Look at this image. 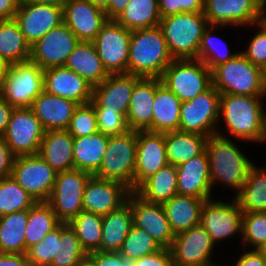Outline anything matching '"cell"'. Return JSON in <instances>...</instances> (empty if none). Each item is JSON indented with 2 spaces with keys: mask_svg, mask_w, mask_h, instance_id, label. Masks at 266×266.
Wrapping results in <instances>:
<instances>
[{
  "mask_svg": "<svg viewBox=\"0 0 266 266\" xmlns=\"http://www.w3.org/2000/svg\"><path fill=\"white\" fill-rule=\"evenodd\" d=\"M264 99L265 96L220 94L216 134L240 142L261 144L266 113ZM221 120L225 126L223 131L219 126Z\"/></svg>",
  "mask_w": 266,
  "mask_h": 266,
  "instance_id": "cell-1",
  "label": "cell"
},
{
  "mask_svg": "<svg viewBox=\"0 0 266 266\" xmlns=\"http://www.w3.org/2000/svg\"><path fill=\"white\" fill-rule=\"evenodd\" d=\"M236 139L211 135L207 138L205 150L209 159L210 182L212 190L221 184L231 189L235 195L241 190L254 164L248 155L237 145ZM216 185V186H215ZM233 190V191H232Z\"/></svg>",
  "mask_w": 266,
  "mask_h": 266,
  "instance_id": "cell-2",
  "label": "cell"
},
{
  "mask_svg": "<svg viewBox=\"0 0 266 266\" xmlns=\"http://www.w3.org/2000/svg\"><path fill=\"white\" fill-rule=\"evenodd\" d=\"M172 60L159 26L131 31L128 74L140 78H161Z\"/></svg>",
  "mask_w": 266,
  "mask_h": 266,
  "instance_id": "cell-3",
  "label": "cell"
},
{
  "mask_svg": "<svg viewBox=\"0 0 266 266\" xmlns=\"http://www.w3.org/2000/svg\"><path fill=\"white\" fill-rule=\"evenodd\" d=\"M209 23L200 13H179L161 17L162 29L173 59H197L201 38Z\"/></svg>",
  "mask_w": 266,
  "mask_h": 266,
  "instance_id": "cell-4",
  "label": "cell"
},
{
  "mask_svg": "<svg viewBox=\"0 0 266 266\" xmlns=\"http://www.w3.org/2000/svg\"><path fill=\"white\" fill-rule=\"evenodd\" d=\"M212 85L220 94L266 96L263 69L241 52L212 70Z\"/></svg>",
  "mask_w": 266,
  "mask_h": 266,
  "instance_id": "cell-5",
  "label": "cell"
},
{
  "mask_svg": "<svg viewBox=\"0 0 266 266\" xmlns=\"http://www.w3.org/2000/svg\"><path fill=\"white\" fill-rule=\"evenodd\" d=\"M137 142L136 130L109 136L102 164L94 176L119 182L134 191Z\"/></svg>",
  "mask_w": 266,
  "mask_h": 266,
  "instance_id": "cell-6",
  "label": "cell"
},
{
  "mask_svg": "<svg viewBox=\"0 0 266 266\" xmlns=\"http://www.w3.org/2000/svg\"><path fill=\"white\" fill-rule=\"evenodd\" d=\"M161 81L185 102L212 86V71L197 59H173L165 69Z\"/></svg>",
  "mask_w": 266,
  "mask_h": 266,
  "instance_id": "cell-7",
  "label": "cell"
},
{
  "mask_svg": "<svg viewBox=\"0 0 266 266\" xmlns=\"http://www.w3.org/2000/svg\"><path fill=\"white\" fill-rule=\"evenodd\" d=\"M44 70L28 60L12 64L0 87V96L14 108H30L44 90Z\"/></svg>",
  "mask_w": 266,
  "mask_h": 266,
  "instance_id": "cell-8",
  "label": "cell"
},
{
  "mask_svg": "<svg viewBox=\"0 0 266 266\" xmlns=\"http://www.w3.org/2000/svg\"><path fill=\"white\" fill-rule=\"evenodd\" d=\"M91 173L70 169L58 172L48 203L61 223H68L83 211V194Z\"/></svg>",
  "mask_w": 266,
  "mask_h": 266,
  "instance_id": "cell-9",
  "label": "cell"
},
{
  "mask_svg": "<svg viewBox=\"0 0 266 266\" xmlns=\"http://www.w3.org/2000/svg\"><path fill=\"white\" fill-rule=\"evenodd\" d=\"M219 107L220 93L213 85L190 101L182 102L179 131L206 137L216 134Z\"/></svg>",
  "mask_w": 266,
  "mask_h": 266,
  "instance_id": "cell-10",
  "label": "cell"
},
{
  "mask_svg": "<svg viewBox=\"0 0 266 266\" xmlns=\"http://www.w3.org/2000/svg\"><path fill=\"white\" fill-rule=\"evenodd\" d=\"M242 217L243 212L234 196L229 202L212 197L206 199L202 206L200 224L216 245L238 235L241 237Z\"/></svg>",
  "mask_w": 266,
  "mask_h": 266,
  "instance_id": "cell-11",
  "label": "cell"
},
{
  "mask_svg": "<svg viewBox=\"0 0 266 266\" xmlns=\"http://www.w3.org/2000/svg\"><path fill=\"white\" fill-rule=\"evenodd\" d=\"M11 176L36 201L47 202L57 172L38 154L16 156Z\"/></svg>",
  "mask_w": 266,
  "mask_h": 266,
  "instance_id": "cell-12",
  "label": "cell"
},
{
  "mask_svg": "<svg viewBox=\"0 0 266 266\" xmlns=\"http://www.w3.org/2000/svg\"><path fill=\"white\" fill-rule=\"evenodd\" d=\"M131 31L116 20H108L92 41L108 74H125L129 60Z\"/></svg>",
  "mask_w": 266,
  "mask_h": 266,
  "instance_id": "cell-13",
  "label": "cell"
},
{
  "mask_svg": "<svg viewBox=\"0 0 266 266\" xmlns=\"http://www.w3.org/2000/svg\"><path fill=\"white\" fill-rule=\"evenodd\" d=\"M216 246L201 224L180 232L175 235L169 248L173 266H202L214 263Z\"/></svg>",
  "mask_w": 266,
  "mask_h": 266,
  "instance_id": "cell-14",
  "label": "cell"
},
{
  "mask_svg": "<svg viewBox=\"0 0 266 266\" xmlns=\"http://www.w3.org/2000/svg\"><path fill=\"white\" fill-rule=\"evenodd\" d=\"M45 129L30 108H14L3 137L15 156L36 155Z\"/></svg>",
  "mask_w": 266,
  "mask_h": 266,
  "instance_id": "cell-15",
  "label": "cell"
},
{
  "mask_svg": "<svg viewBox=\"0 0 266 266\" xmlns=\"http://www.w3.org/2000/svg\"><path fill=\"white\" fill-rule=\"evenodd\" d=\"M203 14L209 25L252 28L261 22V0H204Z\"/></svg>",
  "mask_w": 266,
  "mask_h": 266,
  "instance_id": "cell-16",
  "label": "cell"
},
{
  "mask_svg": "<svg viewBox=\"0 0 266 266\" xmlns=\"http://www.w3.org/2000/svg\"><path fill=\"white\" fill-rule=\"evenodd\" d=\"M79 42L75 34L62 23L31 45L30 60L43 70L64 66Z\"/></svg>",
  "mask_w": 266,
  "mask_h": 266,
  "instance_id": "cell-17",
  "label": "cell"
},
{
  "mask_svg": "<svg viewBox=\"0 0 266 266\" xmlns=\"http://www.w3.org/2000/svg\"><path fill=\"white\" fill-rule=\"evenodd\" d=\"M127 202L131 206L134 226L147 232L162 248L169 249L175 234L163 205L145 201L135 191L130 192Z\"/></svg>",
  "mask_w": 266,
  "mask_h": 266,
  "instance_id": "cell-18",
  "label": "cell"
},
{
  "mask_svg": "<svg viewBox=\"0 0 266 266\" xmlns=\"http://www.w3.org/2000/svg\"><path fill=\"white\" fill-rule=\"evenodd\" d=\"M14 19L18 22L26 41L33 45L51 29L63 23V6L20 0Z\"/></svg>",
  "mask_w": 266,
  "mask_h": 266,
  "instance_id": "cell-19",
  "label": "cell"
},
{
  "mask_svg": "<svg viewBox=\"0 0 266 266\" xmlns=\"http://www.w3.org/2000/svg\"><path fill=\"white\" fill-rule=\"evenodd\" d=\"M108 21L103 9L88 0H67L63 6V23L79 41L92 42Z\"/></svg>",
  "mask_w": 266,
  "mask_h": 266,
  "instance_id": "cell-20",
  "label": "cell"
},
{
  "mask_svg": "<svg viewBox=\"0 0 266 266\" xmlns=\"http://www.w3.org/2000/svg\"><path fill=\"white\" fill-rule=\"evenodd\" d=\"M134 191L151 175L168 164L164 133L137 131Z\"/></svg>",
  "mask_w": 266,
  "mask_h": 266,
  "instance_id": "cell-21",
  "label": "cell"
},
{
  "mask_svg": "<svg viewBox=\"0 0 266 266\" xmlns=\"http://www.w3.org/2000/svg\"><path fill=\"white\" fill-rule=\"evenodd\" d=\"M130 190L123 184L98 178L88 180L83 194V210L99 215L119 209L127 202Z\"/></svg>",
  "mask_w": 266,
  "mask_h": 266,
  "instance_id": "cell-22",
  "label": "cell"
},
{
  "mask_svg": "<svg viewBox=\"0 0 266 266\" xmlns=\"http://www.w3.org/2000/svg\"><path fill=\"white\" fill-rule=\"evenodd\" d=\"M141 78L133 74H109L99 85L93 87L94 108H107L127 117L129 102L134 85Z\"/></svg>",
  "mask_w": 266,
  "mask_h": 266,
  "instance_id": "cell-23",
  "label": "cell"
},
{
  "mask_svg": "<svg viewBox=\"0 0 266 266\" xmlns=\"http://www.w3.org/2000/svg\"><path fill=\"white\" fill-rule=\"evenodd\" d=\"M44 91L72 100L79 105L90 103L93 86L65 66L44 70Z\"/></svg>",
  "mask_w": 266,
  "mask_h": 266,
  "instance_id": "cell-24",
  "label": "cell"
},
{
  "mask_svg": "<svg viewBox=\"0 0 266 266\" xmlns=\"http://www.w3.org/2000/svg\"><path fill=\"white\" fill-rule=\"evenodd\" d=\"M177 167L178 195L212 198L209 159L206 150Z\"/></svg>",
  "mask_w": 266,
  "mask_h": 266,
  "instance_id": "cell-25",
  "label": "cell"
},
{
  "mask_svg": "<svg viewBox=\"0 0 266 266\" xmlns=\"http://www.w3.org/2000/svg\"><path fill=\"white\" fill-rule=\"evenodd\" d=\"M78 103L55 96L44 90L32 102L30 109L45 131L67 130Z\"/></svg>",
  "mask_w": 266,
  "mask_h": 266,
  "instance_id": "cell-26",
  "label": "cell"
},
{
  "mask_svg": "<svg viewBox=\"0 0 266 266\" xmlns=\"http://www.w3.org/2000/svg\"><path fill=\"white\" fill-rule=\"evenodd\" d=\"M156 78H141L131 94L127 123L130 130L152 131Z\"/></svg>",
  "mask_w": 266,
  "mask_h": 266,
  "instance_id": "cell-27",
  "label": "cell"
},
{
  "mask_svg": "<svg viewBox=\"0 0 266 266\" xmlns=\"http://www.w3.org/2000/svg\"><path fill=\"white\" fill-rule=\"evenodd\" d=\"M181 104L182 101L162 83L161 78H156L152 132L166 133L179 130Z\"/></svg>",
  "mask_w": 266,
  "mask_h": 266,
  "instance_id": "cell-28",
  "label": "cell"
},
{
  "mask_svg": "<svg viewBox=\"0 0 266 266\" xmlns=\"http://www.w3.org/2000/svg\"><path fill=\"white\" fill-rule=\"evenodd\" d=\"M38 155L57 173L74 169L73 137L67 130L45 131Z\"/></svg>",
  "mask_w": 266,
  "mask_h": 266,
  "instance_id": "cell-29",
  "label": "cell"
},
{
  "mask_svg": "<svg viewBox=\"0 0 266 266\" xmlns=\"http://www.w3.org/2000/svg\"><path fill=\"white\" fill-rule=\"evenodd\" d=\"M64 66L84 78L93 87L109 76L93 42L80 41L68 56Z\"/></svg>",
  "mask_w": 266,
  "mask_h": 266,
  "instance_id": "cell-30",
  "label": "cell"
},
{
  "mask_svg": "<svg viewBox=\"0 0 266 266\" xmlns=\"http://www.w3.org/2000/svg\"><path fill=\"white\" fill-rule=\"evenodd\" d=\"M205 200L193 196L175 195L162 204L175 235L200 224L201 209Z\"/></svg>",
  "mask_w": 266,
  "mask_h": 266,
  "instance_id": "cell-31",
  "label": "cell"
},
{
  "mask_svg": "<svg viewBox=\"0 0 266 266\" xmlns=\"http://www.w3.org/2000/svg\"><path fill=\"white\" fill-rule=\"evenodd\" d=\"M133 225V213L128 202L103 215L100 251L119 252Z\"/></svg>",
  "mask_w": 266,
  "mask_h": 266,
  "instance_id": "cell-32",
  "label": "cell"
},
{
  "mask_svg": "<svg viewBox=\"0 0 266 266\" xmlns=\"http://www.w3.org/2000/svg\"><path fill=\"white\" fill-rule=\"evenodd\" d=\"M109 136L100 132L73 138L74 168L94 175L100 168Z\"/></svg>",
  "mask_w": 266,
  "mask_h": 266,
  "instance_id": "cell-33",
  "label": "cell"
},
{
  "mask_svg": "<svg viewBox=\"0 0 266 266\" xmlns=\"http://www.w3.org/2000/svg\"><path fill=\"white\" fill-rule=\"evenodd\" d=\"M164 138L168 164L178 166L200 155L208 137L177 130L164 133Z\"/></svg>",
  "mask_w": 266,
  "mask_h": 266,
  "instance_id": "cell-34",
  "label": "cell"
},
{
  "mask_svg": "<svg viewBox=\"0 0 266 266\" xmlns=\"http://www.w3.org/2000/svg\"><path fill=\"white\" fill-rule=\"evenodd\" d=\"M177 181V167L167 164L147 178L135 192L145 201L163 204L178 195Z\"/></svg>",
  "mask_w": 266,
  "mask_h": 266,
  "instance_id": "cell-35",
  "label": "cell"
},
{
  "mask_svg": "<svg viewBox=\"0 0 266 266\" xmlns=\"http://www.w3.org/2000/svg\"><path fill=\"white\" fill-rule=\"evenodd\" d=\"M234 198L242 212H266V165H252L243 187Z\"/></svg>",
  "mask_w": 266,
  "mask_h": 266,
  "instance_id": "cell-36",
  "label": "cell"
},
{
  "mask_svg": "<svg viewBox=\"0 0 266 266\" xmlns=\"http://www.w3.org/2000/svg\"><path fill=\"white\" fill-rule=\"evenodd\" d=\"M28 210L0 216V253L26 254L25 230Z\"/></svg>",
  "mask_w": 266,
  "mask_h": 266,
  "instance_id": "cell-37",
  "label": "cell"
},
{
  "mask_svg": "<svg viewBox=\"0 0 266 266\" xmlns=\"http://www.w3.org/2000/svg\"><path fill=\"white\" fill-rule=\"evenodd\" d=\"M0 55L12 64L30 60L31 45L14 18L0 20Z\"/></svg>",
  "mask_w": 266,
  "mask_h": 266,
  "instance_id": "cell-38",
  "label": "cell"
},
{
  "mask_svg": "<svg viewBox=\"0 0 266 266\" xmlns=\"http://www.w3.org/2000/svg\"><path fill=\"white\" fill-rule=\"evenodd\" d=\"M161 16L158 0H130L116 19L130 31L157 27Z\"/></svg>",
  "mask_w": 266,
  "mask_h": 266,
  "instance_id": "cell-39",
  "label": "cell"
},
{
  "mask_svg": "<svg viewBox=\"0 0 266 266\" xmlns=\"http://www.w3.org/2000/svg\"><path fill=\"white\" fill-rule=\"evenodd\" d=\"M60 223L48 202H36L28 210V221L24 236L26 248L28 249L39 243Z\"/></svg>",
  "mask_w": 266,
  "mask_h": 266,
  "instance_id": "cell-40",
  "label": "cell"
},
{
  "mask_svg": "<svg viewBox=\"0 0 266 266\" xmlns=\"http://www.w3.org/2000/svg\"><path fill=\"white\" fill-rule=\"evenodd\" d=\"M224 27L227 28V26L209 25L201 38L197 60L205 63L211 71L216 66L232 60L240 53V51L232 53L228 42L214 34L215 30L224 29Z\"/></svg>",
  "mask_w": 266,
  "mask_h": 266,
  "instance_id": "cell-41",
  "label": "cell"
},
{
  "mask_svg": "<svg viewBox=\"0 0 266 266\" xmlns=\"http://www.w3.org/2000/svg\"><path fill=\"white\" fill-rule=\"evenodd\" d=\"M79 239L81 248L88 254L100 251L102 215L81 211L67 223Z\"/></svg>",
  "mask_w": 266,
  "mask_h": 266,
  "instance_id": "cell-42",
  "label": "cell"
},
{
  "mask_svg": "<svg viewBox=\"0 0 266 266\" xmlns=\"http://www.w3.org/2000/svg\"><path fill=\"white\" fill-rule=\"evenodd\" d=\"M35 203L12 176L0 178V216L29 210Z\"/></svg>",
  "mask_w": 266,
  "mask_h": 266,
  "instance_id": "cell-43",
  "label": "cell"
},
{
  "mask_svg": "<svg viewBox=\"0 0 266 266\" xmlns=\"http://www.w3.org/2000/svg\"><path fill=\"white\" fill-rule=\"evenodd\" d=\"M86 254L70 226L67 223H60L57 255H54L50 266H77Z\"/></svg>",
  "mask_w": 266,
  "mask_h": 266,
  "instance_id": "cell-44",
  "label": "cell"
},
{
  "mask_svg": "<svg viewBox=\"0 0 266 266\" xmlns=\"http://www.w3.org/2000/svg\"><path fill=\"white\" fill-rule=\"evenodd\" d=\"M242 246L260 249L266 243V212H243Z\"/></svg>",
  "mask_w": 266,
  "mask_h": 266,
  "instance_id": "cell-45",
  "label": "cell"
},
{
  "mask_svg": "<svg viewBox=\"0 0 266 266\" xmlns=\"http://www.w3.org/2000/svg\"><path fill=\"white\" fill-rule=\"evenodd\" d=\"M162 247L145 231L133 225L119 253L131 260L157 252Z\"/></svg>",
  "mask_w": 266,
  "mask_h": 266,
  "instance_id": "cell-46",
  "label": "cell"
},
{
  "mask_svg": "<svg viewBox=\"0 0 266 266\" xmlns=\"http://www.w3.org/2000/svg\"><path fill=\"white\" fill-rule=\"evenodd\" d=\"M60 240V224L50 231L39 243L28 248L27 258L31 266H50L54 255H57Z\"/></svg>",
  "mask_w": 266,
  "mask_h": 266,
  "instance_id": "cell-47",
  "label": "cell"
},
{
  "mask_svg": "<svg viewBox=\"0 0 266 266\" xmlns=\"http://www.w3.org/2000/svg\"><path fill=\"white\" fill-rule=\"evenodd\" d=\"M73 138L89 136L97 133V120L93 104L78 105L67 128Z\"/></svg>",
  "mask_w": 266,
  "mask_h": 266,
  "instance_id": "cell-48",
  "label": "cell"
},
{
  "mask_svg": "<svg viewBox=\"0 0 266 266\" xmlns=\"http://www.w3.org/2000/svg\"><path fill=\"white\" fill-rule=\"evenodd\" d=\"M98 132L107 135H121L128 132L129 126L126 117L107 108H94Z\"/></svg>",
  "mask_w": 266,
  "mask_h": 266,
  "instance_id": "cell-49",
  "label": "cell"
},
{
  "mask_svg": "<svg viewBox=\"0 0 266 266\" xmlns=\"http://www.w3.org/2000/svg\"><path fill=\"white\" fill-rule=\"evenodd\" d=\"M256 31L240 52L254 65L263 69L266 65V26L262 22L253 25ZM246 47V48H245Z\"/></svg>",
  "mask_w": 266,
  "mask_h": 266,
  "instance_id": "cell-50",
  "label": "cell"
},
{
  "mask_svg": "<svg viewBox=\"0 0 266 266\" xmlns=\"http://www.w3.org/2000/svg\"><path fill=\"white\" fill-rule=\"evenodd\" d=\"M88 255L97 266H134V260L122 256L119 252L94 251Z\"/></svg>",
  "mask_w": 266,
  "mask_h": 266,
  "instance_id": "cell-51",
  "label": "cell"
},
{
  "mask_svg": "<svg viewBox=\"0 0 266 266\" xmlns=\"http://www.w3.org/2000/svg\"><path fill=\"white\" fill-rule=\"evenodd\" d=\"M134 266H173L170 249L161 248L157 252L136 259Z\"/></svg>",
  "mask_w": 266,
  "mask_h": 266,
  "instance_id": "cell-52",
  "label": "cell"
},
{
  "mask_svg": "<svg viewBox=\"0 0 266 266\" xmlns=\"http://www.w3.org/2000/svg\"><path fill=\"white\" fill-rule=\"evenodd\" d=\"M15 155L3 136H0V178L11 176Z\"/></svg>",
  "mask_w": 266,
  "mask_h": 266,
  "instance_id": "cell-53",
  "label": "cell"
},
{
  "mask_svg": "<svg viewBox=\"0 0 266 266\" xmlns=\"http://www.w3.org/2000/svg\"><path fill=\"white\" fill-rule=\"evenodd\" d=\"M240 254L233 266H266V257L258 249H248Z\"/></svg>",
  "mask_w": 266,
  "mask_h": 266,
  "instance_id": "cell-54",
  "label": "cell"
},
{
  "mask_svg": "<svg viewBox=\"0 0 266 266\" xmlns=\"http://www.w3.org/2000/svg\"><path fill=\"white\" fill-rule=\"evenodd\" d=\"M0 266H31L26 254L0 253Z\"/></svg>",
  "mask_w": 266,
  "mask_h": 266,
  "instance_id": "cell-55",
  "label": "cell"
},
{
  "mask_svg": "<svg viewBox=\"0 0 266 266\" xmlns=\"http://www.w3.org/2000/svg\"><path fill=\"white\" fill-rule=\"evenodd\" d=\"M130 0H110L104 9L108 20H116L124 11Z\"/></svg>",
  "mask_w": 266,
  "mask_h": 266,
  "instance_id": "cell-56",
  "label": "cell"
},
{
  "mask_svg": "<svg viewBox=\"0 0 266 266\" xmlns=\"http://www.w3.org/2000/svg\"><path fill=\"white\" fill-rule=\"evenodd\" d=\"M20 0H0V20L13 19Z\"/></svg>",
  "mask_w": 266,
  "mask_h": 266,
  "instance_id": "cell-57",
  "label": "cell"
},
{
  "mask_svg": "<svg viewBox=\"0 0 266 266\" xmlns=\"http://www.w3.org/2000/svg\"><path fill=\"white\" fill-rule=\"evenodd\" d=\"M13 109L14 107L0 96V136H3L7 130Z\"/></svg>",
  "mask_w": 266,
  "mask_h": 266,
  "instance_id": "cell-58",
  "label": "cell"
},
{
  "mask_svg": "<svg viewBox=\"0 0 266 266\" xmlns=\"http://www.w3.org/2000/svg\"><path fill=\"white\" fill-rule=\"evenodd\" d=\"M160 16L181 13L180 0H158Z\"/></svg>",
  "mask_w": 266,
  "mask_h": 266,
  "instance_id": "cell-59",
  "label": "cell"
},
{
  "mask_svg": "<svg viewBox=\"0 0 266 266\" xmlns=\"http://www.w3.org/2000/svg\"><path fill=\"white\" fill-rule=\"evenodd\" d=\"M181 13H200L204 11V0H180Z\"/></svg>",
  "mask_w": 266,
  "mask_h": 266,
  "instance_id": "cell-60",
  "label": "cell"
},
{
  "mask_svg": "<svg viewBox=\"0 0 266 266\" xmlns=\"http://www.w3.org/2000/svg\"><path fill=\"white\" fill-rule=\"evenodd\" d=\"M12 63L0 55V87L6 79Z\"/></svg>",
  "mask_w": 266,
  "mask_h": 266,
  "instance_id": "cell-61",
  "label": "cell"
},
{
  "mask_svg": "<svg viewBox=\"0 0 266 266\" xmlns=\"http://www.w3.org/2000/svg\"><path fill=\"white\" fill-rule=\"evenodd\" d=\"M25 2H33L37 4H46V5H54V6H64V3L67 0H22Z\"/></svg>",
  "mask_w": 266,
  "mask_h": 266,
  "instance_id": "cell-62",
  "label": "cell"
},
{
  "mask_svg": "<svg viewBox=\"0 0 266 266\" xmlns=\"http://www.w3.org/2000/svg\"><path fill=\"white\" fill-rule=\"evenodd\" d=\"M77 266H97V265H96V262L88 254H86L80 260Z\"/></svg>",
  "mask_w": 266,
  "mask_h": 266,
  "instance_id": "cell-63",
  "label": "cell"
},
{
  "mask_svg": "<svg viewBox=\"0 0 266 266\" xmlns=\"http://www.w3.org/2000/svg\"><path fill=\"white\" fill-rule=\"evenodd\" d=\"M90 1L93 5L98 6L101 9H105L109 3L110 0H88Z\"/></svg>",
  "mask_w": 266,
  "mask_h": 266,
  "instance_id": "cell-64",
  "label": "cell"
},
{
  "mask_svg": "<svg viewBox=\"0 0 266 266\" xmlns=\"http://www.w3.org/2000/svg\"><path fill=\"white\" fill-rule=\"evenodd\" d=\"M261 18H266V0H261Z\"/></svg>",
  "mask_w": 266,
  "mask_h": 266,
  "instance_id": "cell-65",
  "label": "cell"
},
{
  "mask_svg": "<svg viewBox=\"0 0 266 266\" xmlns=\"http://www.w3.org/2000/svg\"><path fill=\"white\" fill-rule=\"evenodd\" d=\"M261 143H262V145H263V143L264 144L266 143V114H265V117H264V133H263V138H262Z\"/></svg>",
  "mask_w": 266,
  "mask_h": 266,
  "instance_id": "cell-66",
  "label": "cell"
},
{
  "mask_svg": "<svg viewBox=\"0 0 266 266\" xmlns=\"http://www.w3.org/2000/svg\"><path fill=\"white\" fill-rule=\"evenodd\" d=\"M263 255L266 257V243L259 249Z\"/></svg>",
  "mask_w": 266,
  "mask_h": 266,
  "instance_id": "cell-67",
  "label": "cell"
},
{
  "mask_svg": "<svg viewBox=\"0 0 266 266\" xmlns=\"http://www.w3.org/2000/svg\"><path fill=\"white\" fill-rule=\"evenodd\" d=\"M216 261H217V260H215L214 263H210V264H206V265H202V266H222V265L217 264ZM223 266H227V265H224V264H223Z\"/></svg>",
  "mask_w": 266,
  "mask_h": 266,
  "instance_id": "cell-68",
  "label": "cell"
},
{
  "mask_svg": "<svg viewBox=\"0 0 266 266\" xmlns=\"http://www.w3.org/2000/svg\"><path fill=\"white\" fill-rule=\"evenodd\" d=\"M263 77H264V82L266 85V65L263 67Z\"/></svg>",
  "mask_w": 266,
  "mask_h": 266,
  "instance_id": "cell-69",
  "label": "cell"
},
{
  "mask_svg": "<svg viewBox=\"0 0 266 266\" xmlns=\"http://www.w3.org/2000/svg\"><path fill=\"white\" fill-rule=\"evenodd\" d=\"M261 22L266 26V18H261Z\"/></svg>",
  "mask_w": 266,
  "mask_h": 266,
  "instance_id": "cell-70",
  "label": "cell"
}]
</instances>
